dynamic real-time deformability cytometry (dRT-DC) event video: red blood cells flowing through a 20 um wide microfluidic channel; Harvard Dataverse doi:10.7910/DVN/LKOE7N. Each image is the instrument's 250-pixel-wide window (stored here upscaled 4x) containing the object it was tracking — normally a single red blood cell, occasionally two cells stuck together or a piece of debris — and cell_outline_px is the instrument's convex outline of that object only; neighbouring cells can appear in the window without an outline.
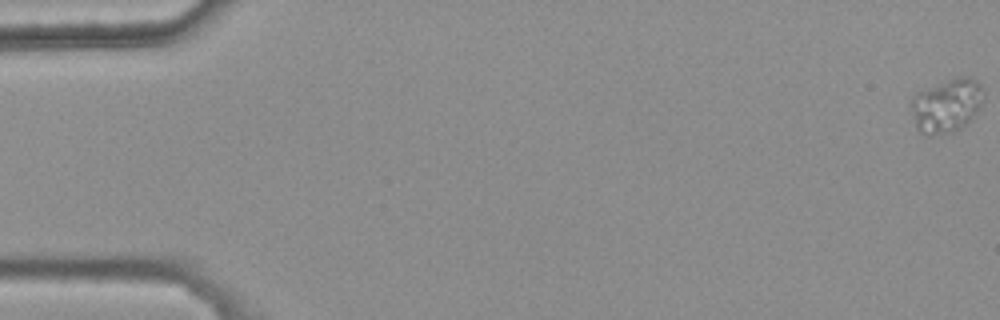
{"species": "common noctule bat (a hibernating species)", "species_latin": "Nyctalus noctula", "temperature_condition": "warm", "stored_images_in_passage": 55, "camera_frame_rate_fps": 3000, "um_per_image_px": 0.085, "animal": {"sex": "female", "body_mass_g": 25.1}, "frame": {"image": 1, "passage_image": 1, "time_ms": 0.0, "image_size_px": [1000, 320], "cell_outline_px": [[984, 88], [980, 104], [972, 116], [960, 128], [952, 132], [928, 136], [924, 136], [916, 128], [912, 112], [912, 96], [920, 92], [948, 80], [960, 76], [972, 76]], "centroid_in_image_um": [80.45, 8.97], "position_along_channel_um": 4.5, "area_um2": 22.2}}
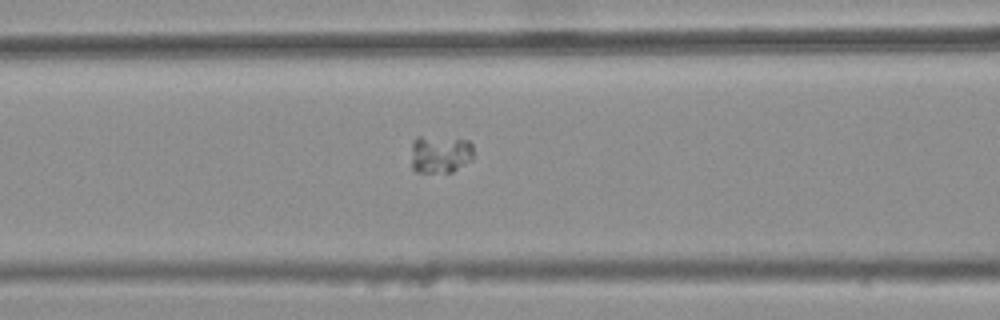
{"frame": {"image": 2, "passage_image": 24, "time_ms": 7.667, "image_size_px": [1000, 320], "cell_outline_px": [[472, 160], [452, 172], [416, 172], [412, 168], [412, 140], [416, 136], [420, 136], [468, 140], [472, 144]], "centroid_in_image_um": [37.39, 13.1], "position_along_channel_um": 129.2, "area_um2": 13.76}}
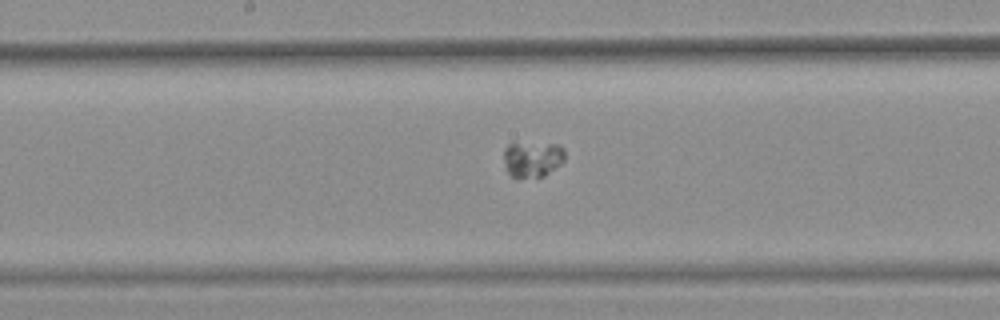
{"frame": {"image": 3, "passage_image": 30, "time_ms": 9.667, "image_size_px": [1000, 320], "cell_outline_px": [[564, 160], [560, 164], [544, 176], [516, 180], [508, 172], [504, 164], [504, 148], [508, 144], [516, 140], [560, 144], [564, 148]], "centroid_in_image_um": [45.22, 13.48], "position_along_channel_um": 203.0, "area_um2": 13.58}}